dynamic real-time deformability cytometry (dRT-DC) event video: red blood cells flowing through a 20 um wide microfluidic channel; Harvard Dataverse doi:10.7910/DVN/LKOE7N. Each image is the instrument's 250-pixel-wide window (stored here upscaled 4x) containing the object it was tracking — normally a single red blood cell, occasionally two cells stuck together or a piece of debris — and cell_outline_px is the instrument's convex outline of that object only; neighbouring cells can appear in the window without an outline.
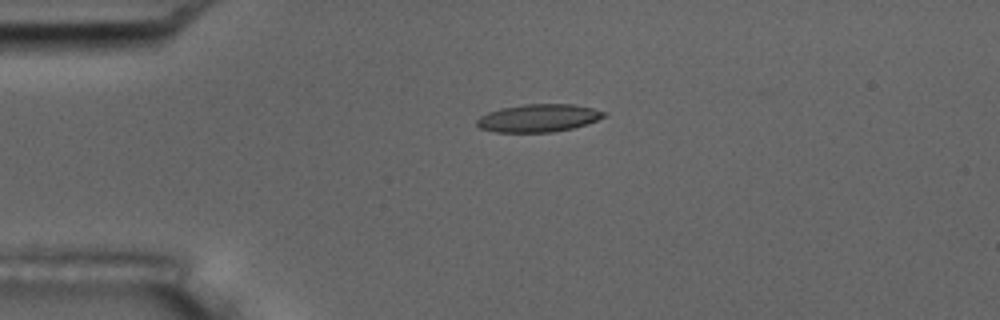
{"species": "common noctule bat (a hibernating species)", "species_latin": "Nyctalus noctula", "temperature_condition": "room temperature", "stored_images_in_passage": 4, "camera_frame_rate_fps": 3000, "um_per_image_px": 0.085, "animal": {"sex": "male", "body_mass_g": 17.5, "forearm_length_mm": 52.3}, "frame": {"image": 1, "passage_image": 3, "time_ms": 3.333, "image_size_px": [1000, 320], "cell_outline_px": [[608, 112], [604, 116], [596, 120], [572, 128], [552, 132], [496, 132], [480, 128], [476, 124], [476, 120], [480, 116], [488, 112], [500, 108], [524, 104], [572, 104], [592, 108]], "centroid_in_image_um": [45.74, 10.03], "position_along_channel_um": 39.3, "area_um2": 20.46}}